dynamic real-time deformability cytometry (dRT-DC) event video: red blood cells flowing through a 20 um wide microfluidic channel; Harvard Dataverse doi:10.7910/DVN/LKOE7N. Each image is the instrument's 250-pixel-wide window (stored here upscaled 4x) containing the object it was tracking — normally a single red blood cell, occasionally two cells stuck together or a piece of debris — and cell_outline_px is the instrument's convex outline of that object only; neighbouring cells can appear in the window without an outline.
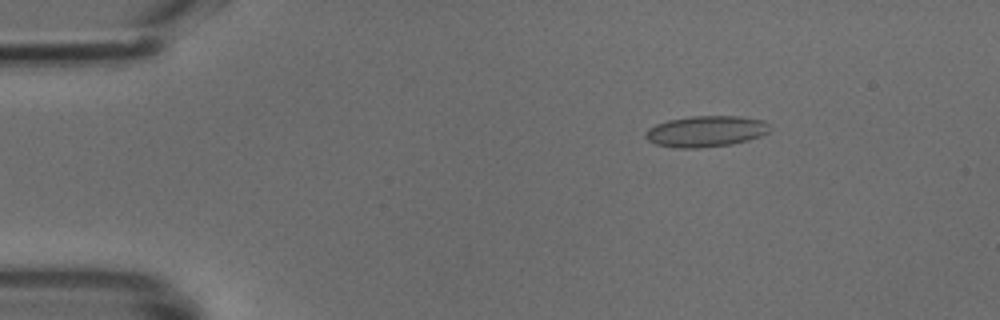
{"species": "common noctule bat (a hibernating species)", "species_latin": "Nyctalus noctula", "temperature_condition": "cold", "stored_images_in_passage": 8, "camera_frame_rate_fps": 3000, "um_per_image_px": 0.085, "animal": {"sex": "male", "body_mass_g": 18.8}, "frame": {"image": 1, "passage_image": 6, "time_ms": 1.667, "image_size_px": [1000, 320], "cell_outline_px": [[768, 132], [760, 136], [748, 140], [732, 144], [700, 148], [676, 148], [656, 144], [648, 140], [644, 136], [644, 132], [648, 128], [656, 124], [668, 120], [692, 116], [736, 116], [764, 120], [768, 124]], "centroid_in_image_um": [59.96, 11.17], "position_along_channel_um": 25.0, "area_um2": 22.48}}